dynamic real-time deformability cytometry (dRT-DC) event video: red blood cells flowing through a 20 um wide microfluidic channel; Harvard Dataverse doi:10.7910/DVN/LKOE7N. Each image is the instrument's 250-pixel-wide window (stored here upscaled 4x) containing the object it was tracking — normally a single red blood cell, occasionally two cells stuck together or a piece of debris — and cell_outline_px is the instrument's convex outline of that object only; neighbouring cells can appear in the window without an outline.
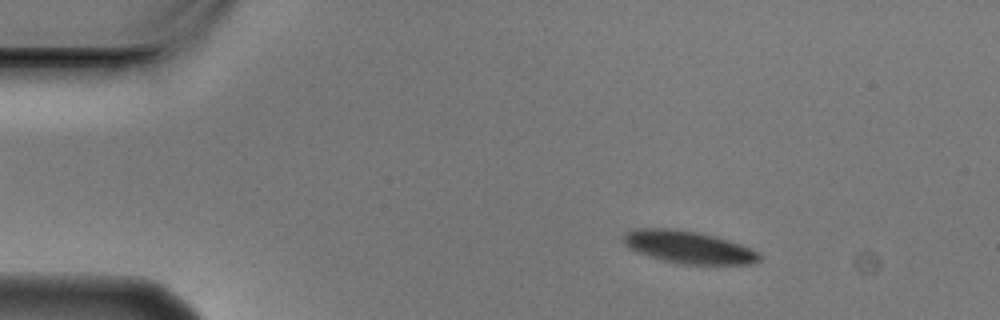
{"species": "Egyptian fruit bat (a non-hibernating species)", "species_latin": "Rousettus aegyptiacus", "temperature_condition": "cold", "stored_images_in_passage": 4, "camera_frame_rate_fps": 3000, "um_per_image_px": 0.085, "animal": {"sex": "male"}, "frame": {"image": 1, "passage_image": 2, "time_ms": 0.333, "image_size_px": [1000, 320], "cell_outline_px": [[764, 256], [760, 260], [752, 264], [684, 264], [664, 260], [648, 256], [624, 244], [624, 232], [636, 228], [676, 228], [716, 236], [740, 244], [760, 252]], "centroid_in_image_um": [58.57, 21.0], "position_along_channel_um": 26.4, "area_um2": 25.66}}